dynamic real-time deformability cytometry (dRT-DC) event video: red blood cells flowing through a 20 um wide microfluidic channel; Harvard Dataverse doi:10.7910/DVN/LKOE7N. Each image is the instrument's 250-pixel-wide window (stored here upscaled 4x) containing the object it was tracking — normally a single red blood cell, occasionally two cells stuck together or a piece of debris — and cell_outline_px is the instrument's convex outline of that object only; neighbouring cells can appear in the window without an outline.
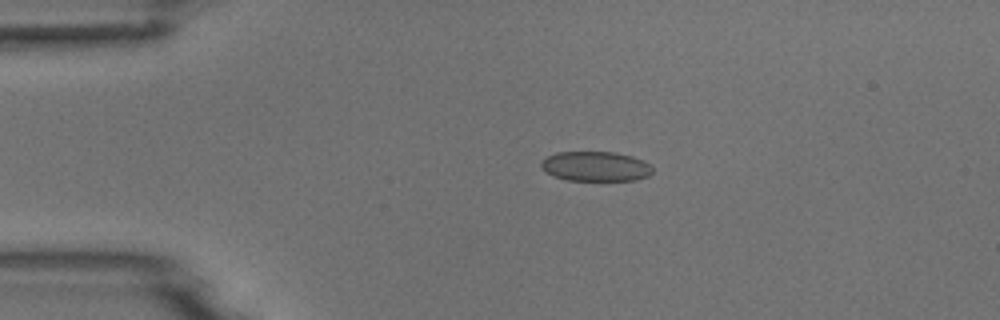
{"species": "common noctule bat (a hibernating species)", "species_latin": "Nyctalus noctula", "temperature_condition": "room temperature", "stored_images_in_passage": 5, "camera_frame_rate_fps": 3000, "um_per_image_px": 0.085, "animal": {"sex": "male", "body_mass_g": 18.8}, "frame": {"image": 1, "passage_image": 3, "time_ms": 2.0, "image_size_px": [1000, 320], "cell_outline_px": [[652, 172], [648, 176], [636, 180], [568, 180], [552, 176], [540, 164], [540, 160], [556, 152], [612, 152], [632, 156], [644, 160], [652, 168]], "centroid_in_image_um": [50.62, 14.14], "position_along_channel_um": 34.4, "area_um2": 19.25}}